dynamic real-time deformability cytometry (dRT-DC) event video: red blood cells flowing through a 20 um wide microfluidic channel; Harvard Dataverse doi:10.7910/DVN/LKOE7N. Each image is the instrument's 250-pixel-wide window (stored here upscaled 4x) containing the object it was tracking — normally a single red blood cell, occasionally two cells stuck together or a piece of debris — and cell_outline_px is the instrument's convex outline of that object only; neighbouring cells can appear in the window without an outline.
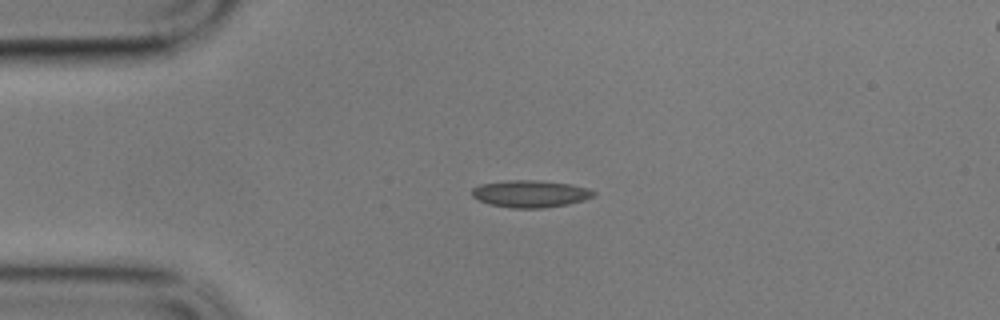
{"species": "common noctule bat (a hibernating species)", "species_latin": "Nyctalus noctula", "temperature_condition": "cold", "stored_images_in_passage": 46, "camera_frame_rate_fps": 3000, "um_per_image_px": 0.085, "animal": {"sex": "male", "body_mass_g": 17.9}, "frame": {"image": 1, "passage_image": 1, "time_ms": 0.0, "image_size_px": [1000, 320], "cell_outline_px": [[596, 192], [592, 196], [584, 200], [568, 204], [544, 208], [512, 208], [488, 204], [472, 196], [472, 188], [480, 184], [508, 180], [540, 180], [572, 184], [588, 188]], "centroid_in_image_um": [45.08, 16.46], "position_along_channel_um": 39.9, "area_um2": 19.31}}
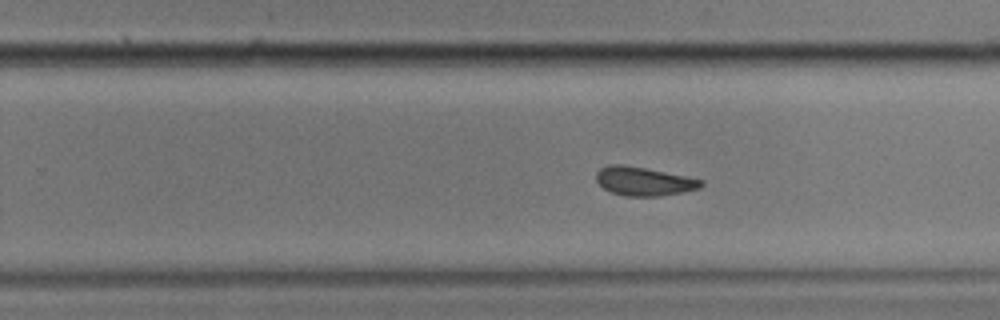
{"frame": {"image": 2, "passage_image": 24, "time_ms": 7.667, "image_size_px": [1000, 320], "cell_outline_px": [[704, 184], [700, 188], [660, 196], [624, 196], [612, 192], [604, 188], [596, 180], [596, 172], [600, 168], [608, 164], [620, 164], [644, 168], [704, 180]], "centroid_in_image_um": [54.7, 15.41], "position_along_channel_um": 275.1, "area_um2": 17.34}}
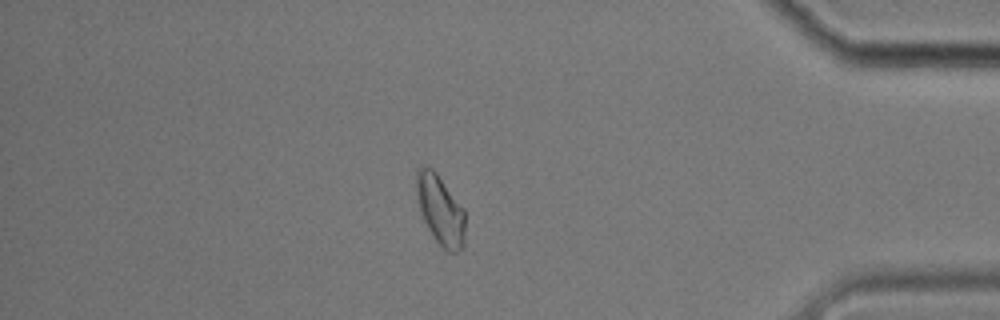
{"frame": {"image": 3, "passage_image": 38, "time_ms": 12.333, "image_size_px": [1000, 320], "cell_outline_px": [[464, 248], [460, 252], [448, 252], [436, 240], [428, 228], [424, 220], [416, 200], [416, 168], [420, 164], [432, 168], [436, 172], [464, 208]], "centroid_in_image_um": [37.41, 17.81], "position_along_channel_um": 397.8, "area_um2": 20.0}, "authors_computed_cell_mechanics": {"area_um2": 18.3226, "velocity_mm_per_s": 3.3726, "shape_relaxation_time_tau1_ms": 3.7958, "shape_relaxation_time_tau2_ms": 3.7548, "deformation_change_tau1": 0.0906, "deformation_change_tau2": 0.1244}}